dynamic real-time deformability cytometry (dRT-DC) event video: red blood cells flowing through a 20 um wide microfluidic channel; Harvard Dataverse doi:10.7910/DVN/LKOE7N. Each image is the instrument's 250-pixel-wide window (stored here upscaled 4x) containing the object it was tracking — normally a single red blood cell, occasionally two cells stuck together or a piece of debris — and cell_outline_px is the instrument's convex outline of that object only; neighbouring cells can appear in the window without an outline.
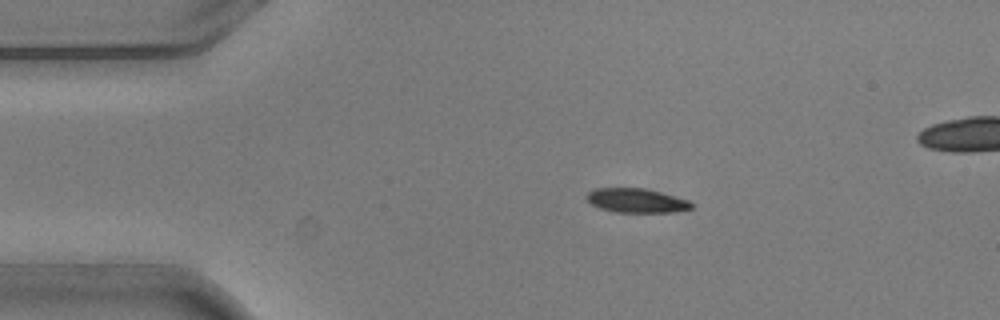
{"species": "common noctule bat (a hibernating species)", "species_latin": "Nyctalus noctula", "temperature_condition": "warm", "stored_images_in_passage": 3, "camera_frame_rate_fps": 3000, "um_per_image_px": 0.085, "animal": {"sex": "male", "body_mass_g": 20.5, "forearm_length_mm": 52.5}, "frame": {"image": 1, "passage_image": 1, "time_ms": 0.0, "image_size_px": [1000, 320], "cell_outline_px": [[696, 204], [692, 208], [676, 212], [616, 212], [600, 208], [592, 204], [584, 196], [588, 192], [596, 188], [644, 188], [660, 192], [688, 200]], "centroid_in_image_um": [54.11, 17.05], "position_along_channel_um": 30.9, "area_um2": 14.8}}